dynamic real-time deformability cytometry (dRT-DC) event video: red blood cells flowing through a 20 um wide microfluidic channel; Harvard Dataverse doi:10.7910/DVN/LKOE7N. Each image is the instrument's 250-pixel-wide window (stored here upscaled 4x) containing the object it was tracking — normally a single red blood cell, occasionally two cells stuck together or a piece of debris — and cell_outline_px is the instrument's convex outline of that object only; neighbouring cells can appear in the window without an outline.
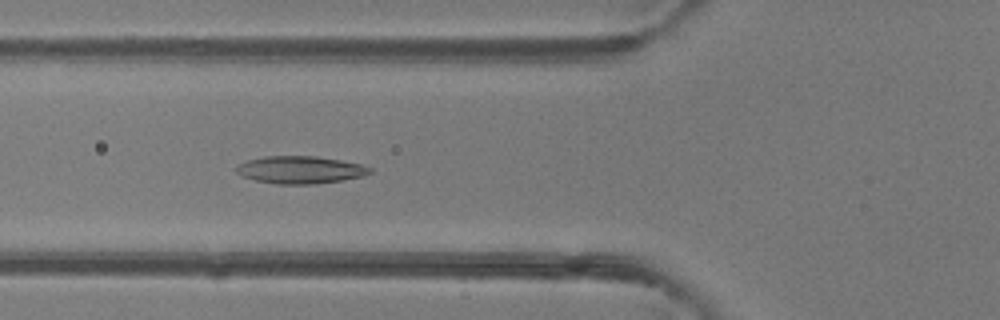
{"species": "common noctule bat (a hibernating species)", "species_latin": "Nyctalus noctula", "temperature_condition": "room temperature", "stored_images_in_passage": 50, "camera_frame_rate_fps": 3000, "um_per_image_px": 0.085, "animal": {"sex": "female"}, "frame": {"image": 1, "passage_image": 19, "time_ms": 6.0, "image_size_px": [1000, 320], "cell_outline_px": [[372, 172], [364, 176], [344, 180], [316, 184], [276, 184], [256, 180], [244, 176], [236, 172], [236, 168], [240, 164], [248, 160], [264, 156], [316, 156], [340, 160], [360, 164], [372, 168]], "centroid_in_image_um": [25.56, 14.44], "position_along_channel_um": 100.2, "area_um2": 21.33}}
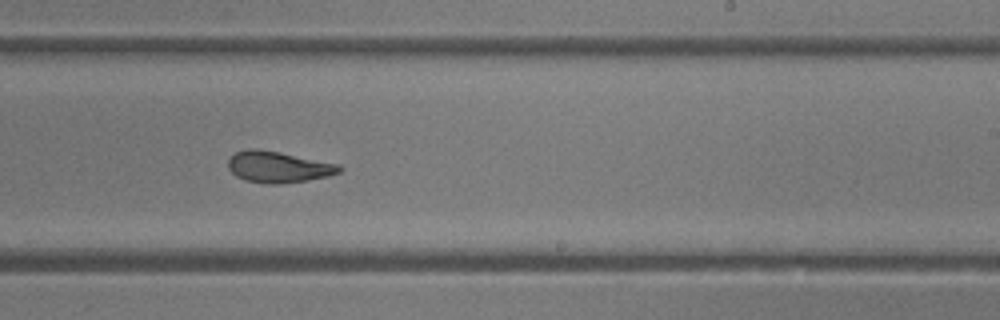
{"frame": {"image": 2, "passage_image": 31, "time_ms": 10.0, "image_size_px": [1000, 320], "cell_outline_px": [[344, 168], [340, 172], [328, 176], [308, 180], [280, 184], [268, 184], [244, 180], [236, 176], [228, 168], [228, 160], [236, 152], [248, 148], [256, 148], [280, 152], [340, 164]], "centroid_in_image_um": [23.67, 14.19], "position_along_channel_um": 265.3, "area_um2": 20.4}}
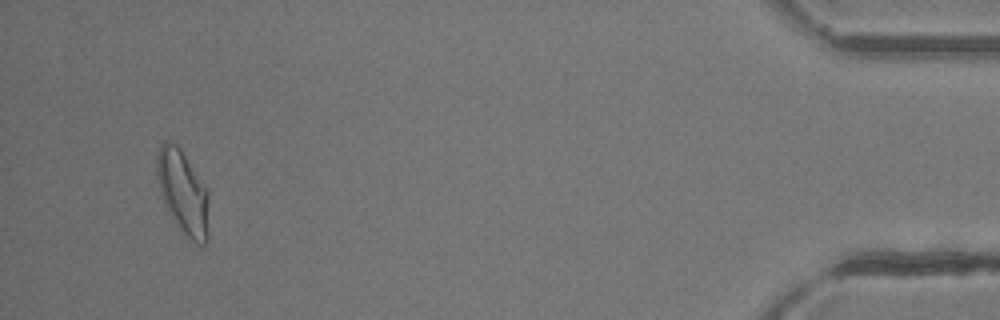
{"frame": {"image": 3, "passage_image": 48, "time_ms": 15.667, "image_size_px": [1000, 320], "cell_outline_px": [[208, 240], [204, 244], [200, 244], [188, 240], [164, 204], [160, 192], [156, 172], [156, 156], [160, 144], [164, 140], [168, 140], [176, 144], [180, 148], [208, 192]], "centroid_in_image_um": [15.53, 16.34], "position_along_channel_um": 419.7, "area_um2": 25.2}, "authors_computed_cell_mechanics": {"area_um2": 21.5883, "velocity_mm_per_s": 4.1189, "shape_relaxation_time_tau1_ms": 10.4272, "shape_relaxation_time_tau2_ms": 2.0671, "deformation_change_tau1": 0.2562, "deformation_change_tau2": 0.0896}}